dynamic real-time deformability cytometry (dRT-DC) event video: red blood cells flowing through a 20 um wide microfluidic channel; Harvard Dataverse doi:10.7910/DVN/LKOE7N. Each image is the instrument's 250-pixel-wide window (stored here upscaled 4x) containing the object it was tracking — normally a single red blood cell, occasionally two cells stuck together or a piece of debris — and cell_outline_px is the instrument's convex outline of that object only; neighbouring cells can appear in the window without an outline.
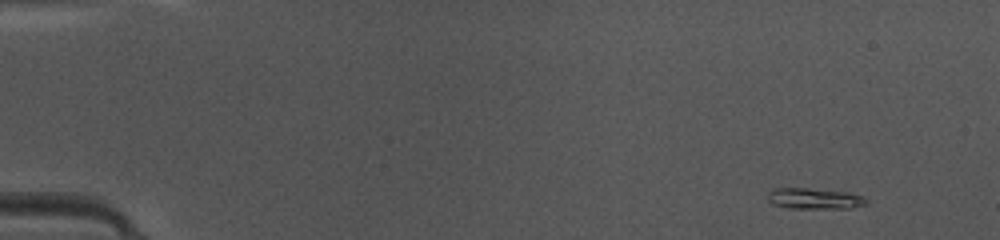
{"species": "common noctule bat (a hibernating species)", "species_latin": "Nyctalus noctula", "temperature_condition": "warm", "stored_images_in_passage": 44, "camera_frame_rate_fps": 3000, "um_per_image_px": 0.085, "animal": {"sex": "female", "body_mass_g": 10.0, "forearm_length_mm": 53.1}, "frame": {"image": 1, "passage_image": 1, "time_ms": 0.0, "image_size_px": [1000, 240], "cell_outline_px": [[868, 204], [848, 208], [792, 208], [772, 204], [768, 200], [768, 192], [772, 188], [808, 188], [848, 192], [864, 196], [868, 200]], "centroid_in_image_um": [69.25, 16.87], "position_along_channel_um": 15.8, "area_um2": 12.08}}
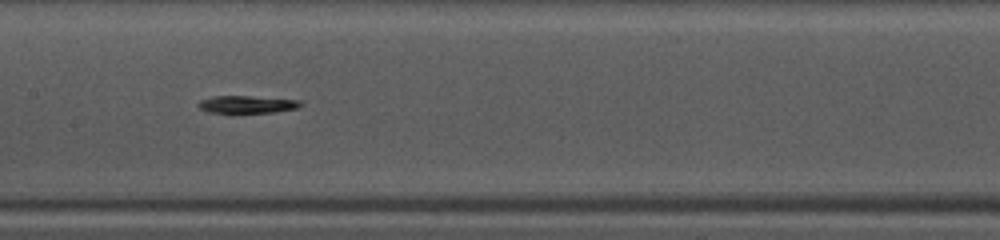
{"frame": {"image": 2, "passage_image": 21, "time_ms": 6.667, "image_size_px": [1000, 240], "cell_outline_px": [[304, 104], [296, 108], [272, 112], [208, 112], [200, 108], [196, 104], [200, 100], [212, 96], [248, 96], [300, 100]], "centroid_in_image_um": [20.98, 8.86], "position_along_channel_um": 186.4, "area_um2": 10.23}}
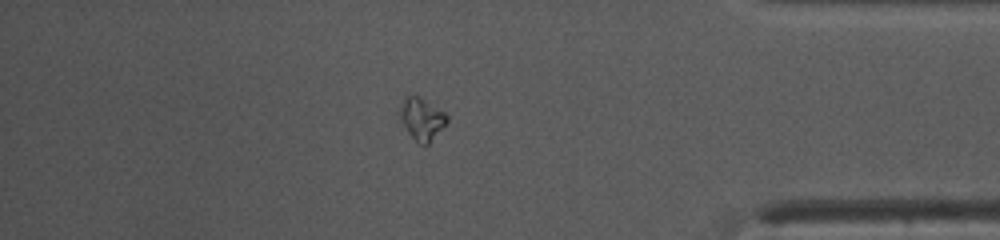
{"frame": {"image": 3, "passage_image": 38, "time_ms": 12.333, "image_size_px": [1000, 240], "cell_outline_px": [[448, 120], [428, 144], [424, 144], [416, 140], [408, 132], [400, 120], [400, 108], [404, 100], [408, 96], [416, 96], [444, 112], [448, 116]], "centroid_in_image_um": [35.85, 10.11], "position_along_channel_um": 399.4, "area_um2": 10.87}, "authors_computed_cell_mechanics": {"area_um2": 11.1265, "velocity_mm_per_s": 4.2041, "shape_relaxation_time_tau1_ms": 8.2595, "shape_relaxation_time_tau2_ms": 0.6403, "deformation_change_tau1": 0.2457, "deformation_change_tau2": 0.0441}}